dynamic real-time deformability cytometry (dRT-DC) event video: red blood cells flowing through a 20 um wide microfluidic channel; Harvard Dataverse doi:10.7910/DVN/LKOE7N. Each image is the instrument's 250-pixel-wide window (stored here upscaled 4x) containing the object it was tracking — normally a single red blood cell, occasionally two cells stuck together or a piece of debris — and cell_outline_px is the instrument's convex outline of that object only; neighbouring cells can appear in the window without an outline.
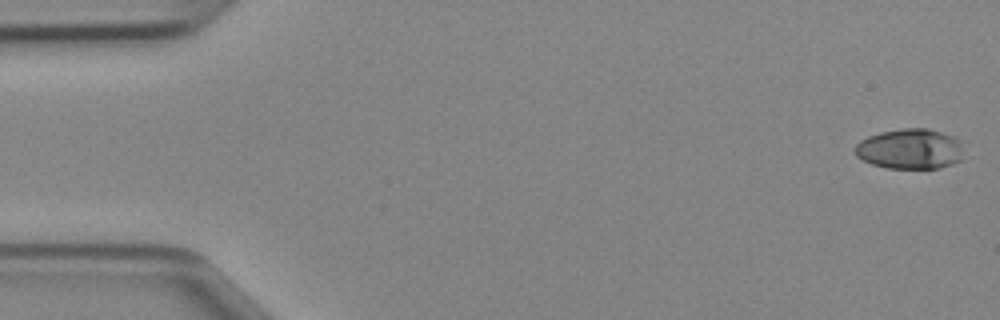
{"species": "Egyptian fruit bat (a non-hibernating species)", "species_latin": "Rousettus aegyptiacus", "temperature_condition": "cold", "stored_images_in_passage": 42, "camera_frame_rate_fps": 3000, "um_per_image_px": 0.085, "animal": {"sex": "female"}, "frame": {"image": 1, "passage_image": 1, "time_ms": 0.0, "image_size_px": [1000, 320], "cell_outline_px": [[960, 160], [952, 164], [940, 168], [888, 168], [872, 164], [856, 156], [856, 144], [860, 140], [868, 136], [880, 132], [904, 128], [928, 128], [952, 136], [960, 140]], "centroid_in_image_um": [77.33, 12.65], "position_along_channel_um": 7.7, "area_um2": 25.26}}
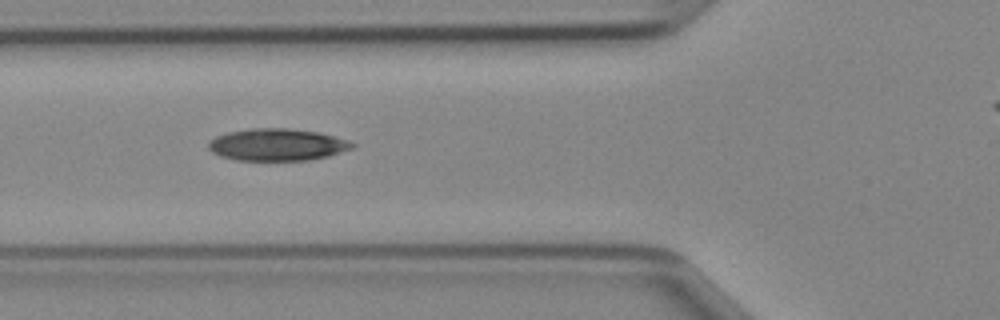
{"frame": {"image": 2, "passage_image": 17, "time_ms": 5.333, "image_size_px": [1000, 320], "cell_outline_px": [[356, 144], [352, 148], [328, 156], [308, 160], [236, 160], [220, 156], [212, 152], [208, 148], [208, 144], [216, 136], [228, 132], [252, 128], [292, 128], [320, 132], [348, 140]], "centroid_in_image_um": [23.57, 12.29], "position_along_channel_um": 102.2, "area_um2": 26.88}}
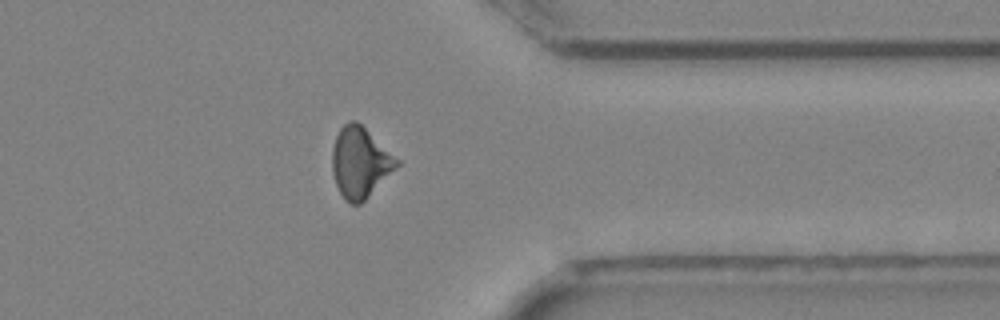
{"frame": {"image": 3, "passage_image": 37, "time_ms": 12.0, "image_size_px": [1000, 320], "cell_outline_px": [[400, 164], [360, 204], [352, 204], [344, 200], [336, 184], [332, 172], [332, 148], [336, 136], [340, 128], [348, 120], [356, 120], [400, 160]], "centroid_in_image_um": [30.59, 13.79], "position_along_channel_um": 380.8, "area_um2": 26.36}}